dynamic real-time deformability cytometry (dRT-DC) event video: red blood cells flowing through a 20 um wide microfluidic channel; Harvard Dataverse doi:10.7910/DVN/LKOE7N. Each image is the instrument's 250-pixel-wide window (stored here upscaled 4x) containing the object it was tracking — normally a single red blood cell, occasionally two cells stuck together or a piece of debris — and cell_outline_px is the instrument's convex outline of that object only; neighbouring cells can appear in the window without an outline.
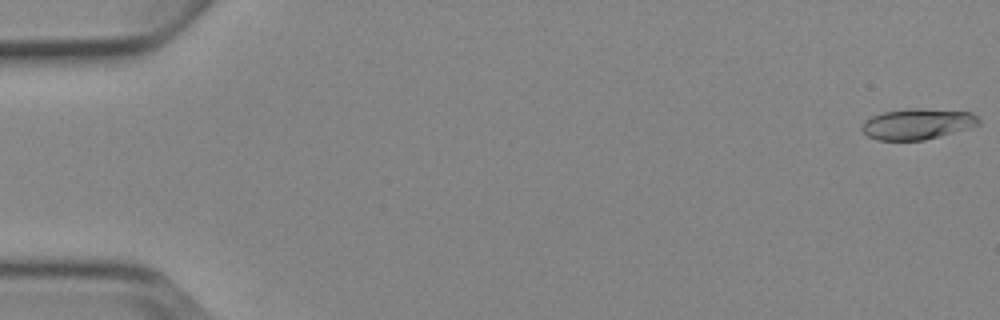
{"species": "Egyptian fruit bat (a non-hibernating species)", "species_latin": "Rousettus aegyptiacus", "temperature_condition": "cold", "stored_images_in_passage": 8, "camera_frame_rate_fps": 3000, "um_per_image_px": 0.085, "animal": {"sex": "female"}, "frame": {"image": 1, "passage_image": 1, "time_ms": 0.0, "image_size_px": [1000, 320], "cell_outline_px": [[980, 124], [968, 128], [924, 140], [876, 140], [868, 136], [860, 128], [872, 116], [880, 112], [908, 108], [920, 108], [972, 112], [980, 120]], "centroid_in_image_um": [77.97, 10.53], "position_along_channel_um": 7.0, "area_um2": 20.87}}
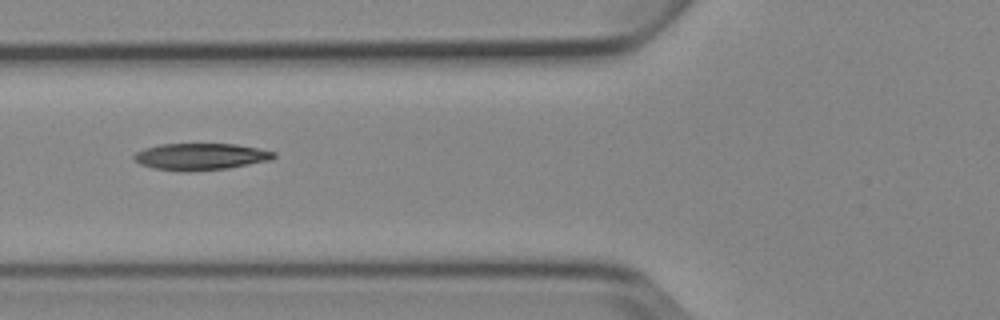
{"frame": {"image": 2, "passage_image": 6, "time_ms": 6.667, "image_size_px": [1000, 320], "cell_outline_px": [[276, 156], [268, 160], [228, 168], [188, 172], [184, 172], [152, 168], [140, 164], [132, 156], [136, 152], [144, 148], [160, 144], [236, 144], [276, 152]], "centroid_in_image_um": [17.0, 13.31], "position_along_channel_um": 108.8, "area_um2": 21.73}}
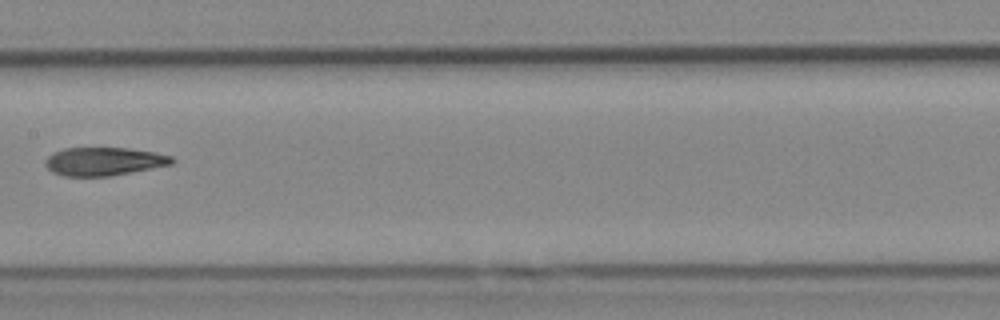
{"frame": {"image": 3, "passage_image": 8, "time_ms": 9.0, "image_size_px": [1000, 320], "cell_outline_px": [[176, 160], [172, 164], [112, 176], [64, 176], [52, 172], [44, 164], [44, 160], [52, 152], [64, 148], [128, 148], [156, 152], [172, 156]], "centroid_in_image_um": [8.83, 13.72], "position_along_channel_um": 198.6, "area_um2": 21.04}}